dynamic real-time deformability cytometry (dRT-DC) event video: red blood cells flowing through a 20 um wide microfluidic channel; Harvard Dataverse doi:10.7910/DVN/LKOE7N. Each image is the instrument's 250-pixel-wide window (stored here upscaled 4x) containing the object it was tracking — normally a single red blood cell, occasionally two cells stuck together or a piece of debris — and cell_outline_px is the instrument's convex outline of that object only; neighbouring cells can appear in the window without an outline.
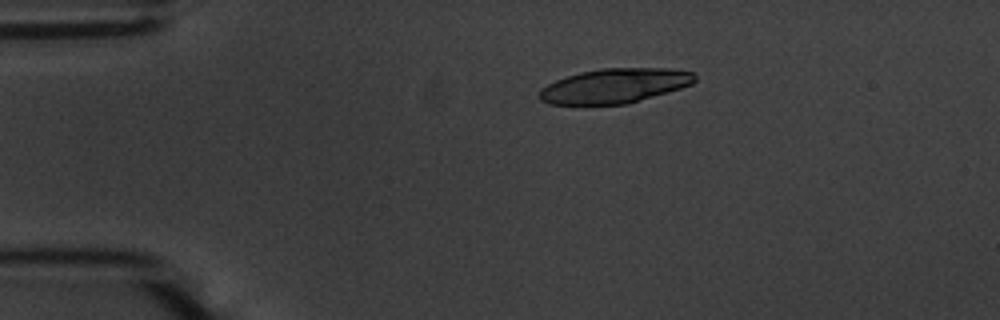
{"species": "common noctule bat (a hibernating species)", "species_latin": "Nyctalus noctula", "temperature_condition": "warm", "stored_images_in_passage": 46, "camera_frame_rate_fps": 3000, "um_per_image_px": 0.085, "animal": {"sex": "male", "body_mass_g": 20.1, "forearm_length_mm": 53.5}, "frame": {"image": 1, "passage_image": 2, "time_ms": 0.333, "image_size_px": [1000, 320], "cell_outline_px": [[696, 80], [692, 84], [668, 92], [628, 104], [548, 104], [540, 100], [540, 88], [556, 80], [580, 72], [600, 68], [672, 68], [696, 72]], "centroid_in_image_um": [52.29, 7.28], "position_along_channel_um": 32.7, "area_um2": 31.44}}